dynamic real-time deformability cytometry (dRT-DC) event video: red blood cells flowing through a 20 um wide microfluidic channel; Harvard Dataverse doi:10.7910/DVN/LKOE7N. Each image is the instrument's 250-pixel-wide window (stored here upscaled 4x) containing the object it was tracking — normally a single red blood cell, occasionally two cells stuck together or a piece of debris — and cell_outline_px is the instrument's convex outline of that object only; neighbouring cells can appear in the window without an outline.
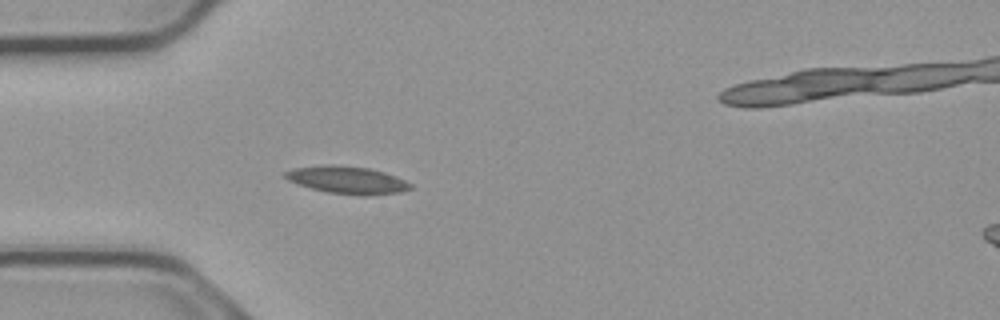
{"species": "common noctule bat (a hibernating species)", "species_latin": "Nyctalus noctula", "temperature_condition": "cold", "stored_images_in_passage": 3, "camera_frame_rate_fps": 3000, "um_per_image_px": 0.085, "animal": {"sex": "male", "body_mass_g": 23.1, "forearm_length_mm": 52.7}, "frame": {"image": 1, "passage_image": 3, "time_ms": 0.667, "image_size_px": [1000, 320], "cell_outline_px": [[412, 188], [400, 192], [368, 196], [360, 196], [328, 192], [296, 184], [288, 180], [284, 176], [284, 172], [296, 168], [332, 164], [368, 168], [384, 172], [396, 176], [412, 184]], "centroid_in_image_um": [29.54, 15.31], "position_along_channel_um": 55.5, "area_um2": 20.0}}